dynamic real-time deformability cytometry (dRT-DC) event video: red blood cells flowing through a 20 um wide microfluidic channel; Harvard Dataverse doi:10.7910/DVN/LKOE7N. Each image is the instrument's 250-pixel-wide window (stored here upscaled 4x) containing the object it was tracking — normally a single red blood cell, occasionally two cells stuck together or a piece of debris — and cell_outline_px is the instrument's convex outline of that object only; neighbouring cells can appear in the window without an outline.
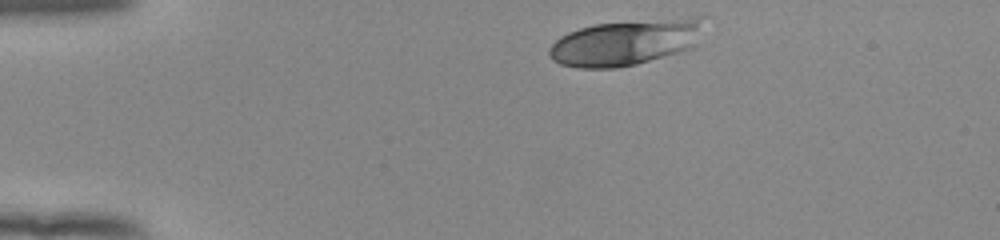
{"species": "human", "species_latin": "Homo sapiens", "temperature_condition": "room temperature", "stored_images_in_passage": 15, "camera_frame_rate_fps": 3000, "um_per_image_px": 0.085, "donor": {"sex": "female"}, "frame": {"image": 1, "passage_image": 1, "time_ms": 0.0, "image_size_px": [1000, 240], "cell_outline_px": [[704, 16], [696, 48], [636, 64], [616, 68], [580, 68], [560, 64], [552, 60], [548, 52], [548, 48], [560, 36], [568, 32], [580, 28], [596, 24], [704, 12]], "centroid_in_image_um": [53.31, 3.54], "position_along_channel_um": 31.7, "area_um2": 42.83}}
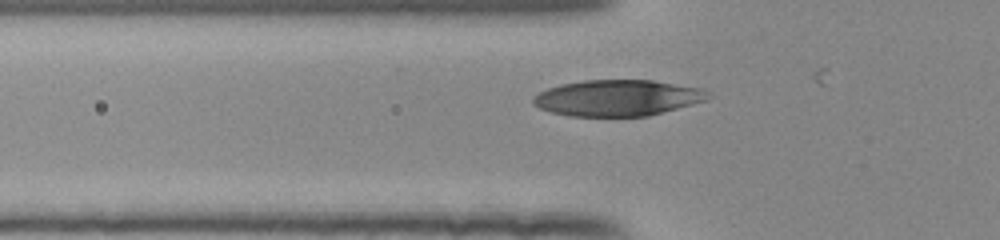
{"frame": {"image": 2, "passage_image": 9, "time_ms": 2.667, "image_size_px": [1000, 240], "cell_outline_px": [[716, 96], [708, 100], [648, 116], [568, 116], [552, 112], [540, 108], [532, 104], [532, 100], [540, 92], [548, 88], [560, 84], [584, 80], [652, 80], [704, 88]], "centroid_in_image_um": [52.57, 8.31], "position_along_channel_um": 73.2, "area_um2": 37.11}}
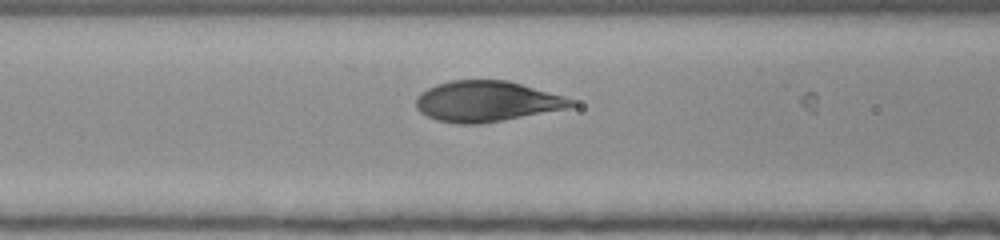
{"frame": {"image": 3, "passage_image": 13, "time_ms": 4.0, "image_size_px": [1000, 240], "cell_outline_px": [[576, 104], [572, 108], [480, 124], [460, 124], [436, 120], [420, 112], [416, 108], [416, 96], [420, 92], [436, 84], [452, 80], [508, 80], [564, 96], [576, 100]], "centroid_in_image_um": [41.39, 8.62], "position_along_channel_um": 125.2, "area_um2": 36.99}}